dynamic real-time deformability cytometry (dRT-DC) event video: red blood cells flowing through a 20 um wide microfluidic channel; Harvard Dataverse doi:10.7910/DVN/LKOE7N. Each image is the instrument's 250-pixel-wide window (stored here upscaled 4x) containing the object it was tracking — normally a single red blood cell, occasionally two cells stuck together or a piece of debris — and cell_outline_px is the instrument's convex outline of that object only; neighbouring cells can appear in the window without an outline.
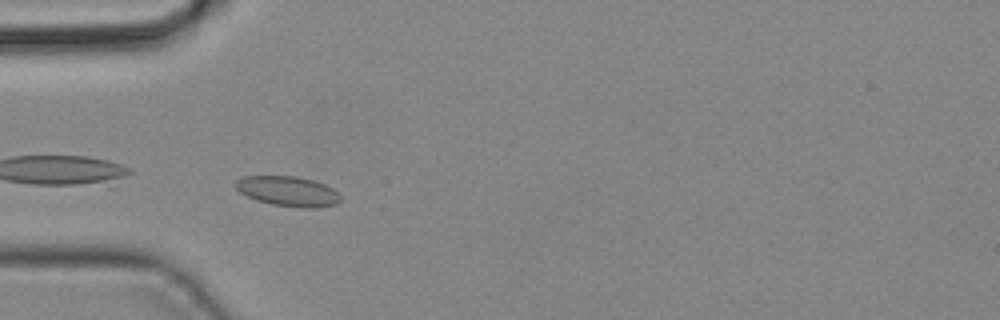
{"species": "common noctule bat (a hibernating species)", "species_latin": "Nyctalus noctula", "temperature_condition": "cold", "stored_images_in_passage": 40, "camera_frame_rate_fps": 3000, "um_per_image_px": 0.085, "animal": {"sex": "male", "body_mass_g": 19.2, "forearm_length_mm": 51.8}, "frame": {"image": 1, "passage_image": 10, "time_ms": 3.0, "image_size_px": [1000, 320], "cell_outline_px": [[340, 200], [336, 204], [316, 208], [300, 208], [272, 204], [256, 200], [240, 192], [232, 184], [236, 180], [244, 176], [296, 176], [312, 180], [324, 184], [332, 188], [340, 196]], "centroid_in_image_um": [24.45, 16.25], "position_along_channel_um": 60.6, "area_um2": 18.32}}
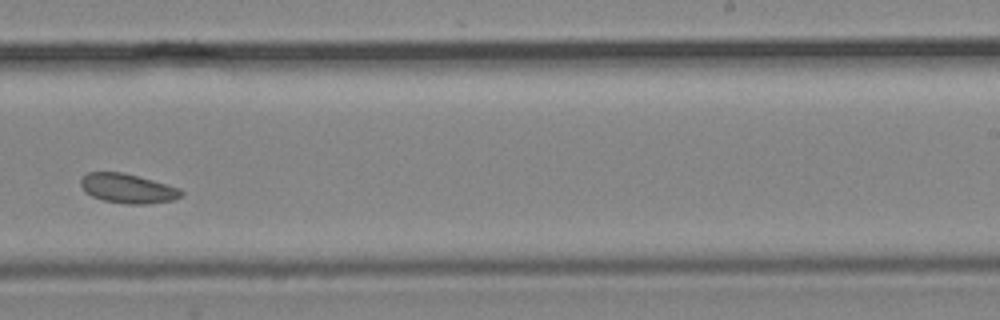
{"frame": {"image": 2, "passage_image": 24, "time_ms": 7.667, "image_size_px": [1000, 320], "cell_outline_px": [[184, 192], [180, 196], [172, 200], [148, 204], [124, 204], [104, 200], [92, 196], [84, 192], [80, 184], [80, 180], [88, 172], [120, 172], [152, 180], [180, 188]], "centroid_in_image_um": [10.83, 16.03], "position_along_channel_um": 278.2, "area_um2": 17.11}}
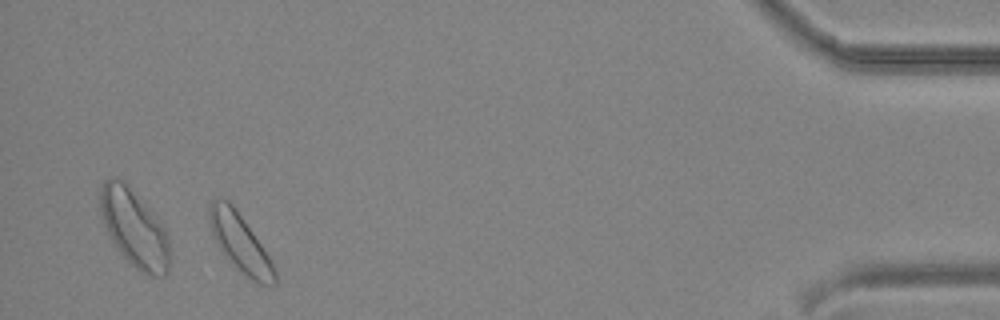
{"frame": {"image": 3, "passage_image": 37, "time_ms": 12.0, "image_size_px": [1000, 320], "cell_outline_px": [[276, 284], [260, 284], [252, 280], [232, 264], [220, 252], [212, 236], [208, 220], [208, 204], [212, 196], [216, 196], [228, 200], [232, 204], [252, 232], [268, 256], [276, 272]], "centroid_in_image_um": [20.31, 20.58], "position_along_channel_um": 414.9, "area_um2": 22.08}}